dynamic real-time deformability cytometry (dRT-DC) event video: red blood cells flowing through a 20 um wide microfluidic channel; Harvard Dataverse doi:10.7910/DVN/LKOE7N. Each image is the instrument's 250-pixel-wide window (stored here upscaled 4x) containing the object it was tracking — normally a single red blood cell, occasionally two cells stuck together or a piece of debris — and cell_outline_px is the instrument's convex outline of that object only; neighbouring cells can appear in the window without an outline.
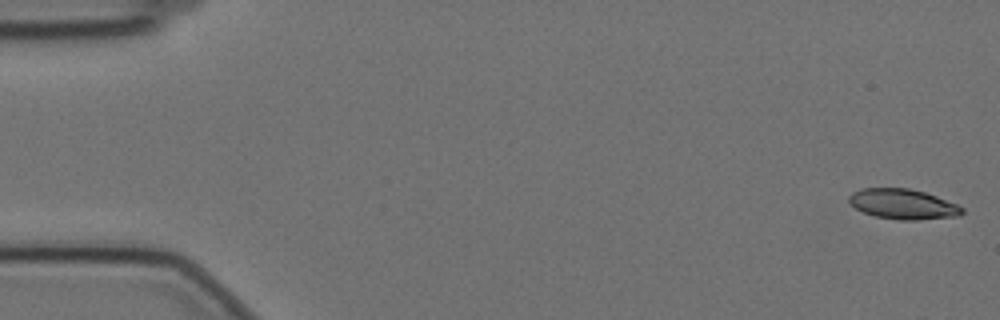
{"species": "Egyptian fruit bat (a non-hibernating species)", "species_latin": "Rousettus aegyptiacus", "temperature_condition": "cold", "stored_images_in_passage": 6, "camera_frame_rate_fps": 3000, "um_per_image_px": 0.085, "animal": {"sex": "female"}, "frame": {"image": 1, "passage_image": 1, "time_ms": 0.0, "image_size_px": [1000, 320], "cell_outline_px": [[964, 212], [960, 216], [916, 220], [896, 220], [876, 216], [864, 212], [856, 208], [848, 200], [848, 196], [852, 192], [860, 188], [908, 188], [924, 192], [936, 196], [956, 204], [964, 208]], "centroid_in_image_um": [76.75, 17.35], "position_along_channel_um": 8.2, "area_um2": 19.88}}